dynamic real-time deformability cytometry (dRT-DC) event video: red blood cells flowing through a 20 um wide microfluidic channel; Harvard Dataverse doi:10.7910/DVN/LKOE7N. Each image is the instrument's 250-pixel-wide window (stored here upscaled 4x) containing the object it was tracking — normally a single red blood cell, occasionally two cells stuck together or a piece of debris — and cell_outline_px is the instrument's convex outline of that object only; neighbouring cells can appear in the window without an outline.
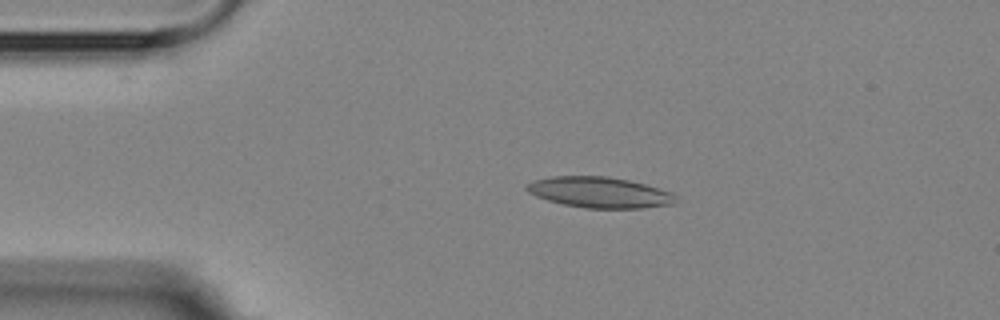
{"species": "Egyptian fruit bat (a non-hibernating species)", "species_latin": "Rousettus aegyptiacus", "temperature_condition": "room temperature", "stored_images_in_passage": 7, "camera_frame_rate_fps": 3000, "um_per_image_px": 0.085, "animal": {"sex": "female"}, "frame": {"image": 1, "passage_image": 3, "time_ms": 2.333, "image_size_px": [1000, 320], "cell_outline_px": [[676, 204], [644, 208], [584, 208], [564, 204], [548, 200], [536, 196], [528, 192], [524, 188], [524, 184], [532, 180], [548, 176], [608, 176], [628, 180], [644, 184], [672, 192], [676, 196]], "centroid_in_image_um": [50.93, 16.35], "position_along_channel_um": 34.1, "area_um2": 26.99}}
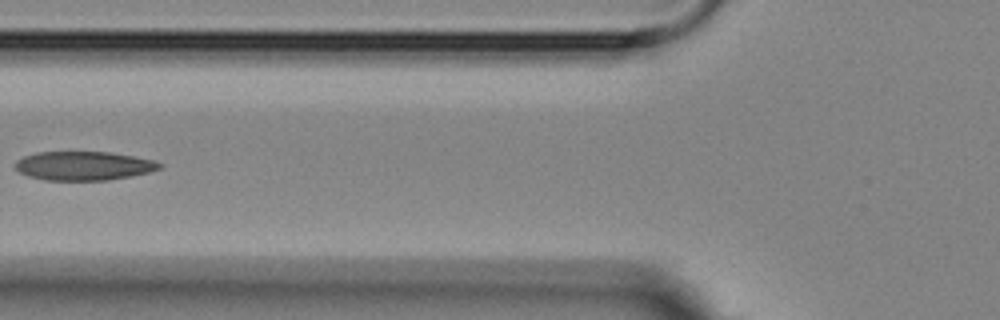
{"frame": {"image": 2, "passage_image": 6, "time_ms": 5.667, "image_size_px": [1000, 320], "cell_outline_px": [[164, 164], [160, 168], [148, 172], [132, 176], [108, 180], [44, 180], [28, 176], [20, 172], [16, 168], [16, 160], [24, 156], [36, 152], [108, 152], [132, 156], [152, 160]], "centroid_in_image_um": [7.1, 14.1], "position_along_channel_um": 118.7, "area_um2": 24.16}}
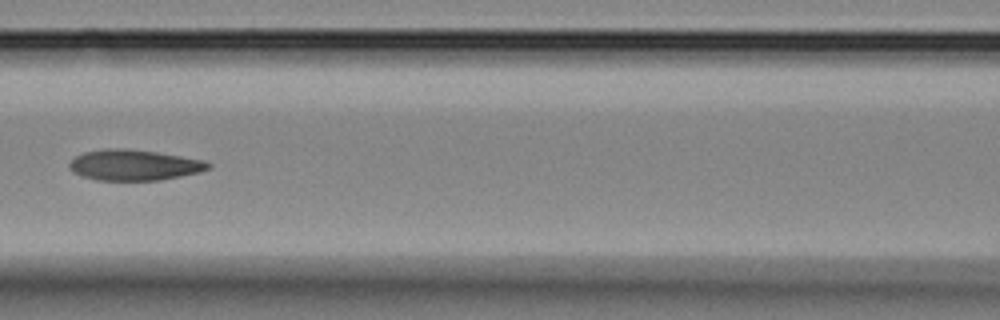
{"frame": {"image": 3, "passage_image": 7, "time_ms": 6.667, "image_size_px": [1000, 320], "cell_outline_px": [[212, 168], [200, 172], [160, 180], [96, 180], [72, 172], [68, 168], [68, 164], [76, 156], [84, 152], [104, 148], [124, 148], [156, 152], [204, 160], [212, 164]], "centroid_in_image_um": [11.4, 14.02], "position_along_channel_um": 155.2, "area_um2": 24.91}}